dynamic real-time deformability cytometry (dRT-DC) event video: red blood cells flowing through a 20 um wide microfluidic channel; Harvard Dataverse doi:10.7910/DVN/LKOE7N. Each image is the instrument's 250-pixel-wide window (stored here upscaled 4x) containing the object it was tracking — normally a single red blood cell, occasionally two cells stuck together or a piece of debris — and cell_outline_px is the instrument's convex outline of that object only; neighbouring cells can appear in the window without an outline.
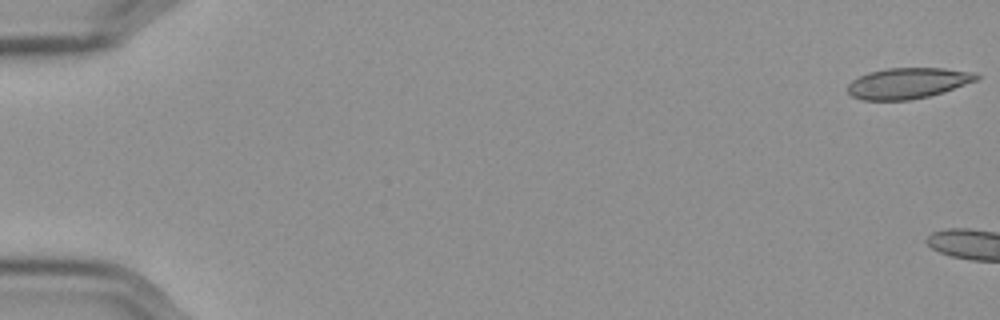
{"species": "Egyptian fruit bat (a non-hibernating species)", "species_latin": "Rousettus aegyptiacus", "temperature_condition": "cold", "stored_images_in_passage": 12, "camera_frame_rate_fps": 3000, "um_per_image_px": 0.085, "frame": {"image": 1, "passage_image": 1, "time_ms": 0.0, "image_size_px": [1000, 320], "cell_outline_px": [[980, 76], [976, 80], [944, 92], [928, 96], [908, 100], [864, 100], [852, 96], [848, 92], [848, 84], [852, 80], [868, 72], [888, 68], [944, 68], [972, 72]], "centroid_in_image_um": [77.15, 7.07], "position_along_channel_um": 7.9, "area_um2": 22.95}}